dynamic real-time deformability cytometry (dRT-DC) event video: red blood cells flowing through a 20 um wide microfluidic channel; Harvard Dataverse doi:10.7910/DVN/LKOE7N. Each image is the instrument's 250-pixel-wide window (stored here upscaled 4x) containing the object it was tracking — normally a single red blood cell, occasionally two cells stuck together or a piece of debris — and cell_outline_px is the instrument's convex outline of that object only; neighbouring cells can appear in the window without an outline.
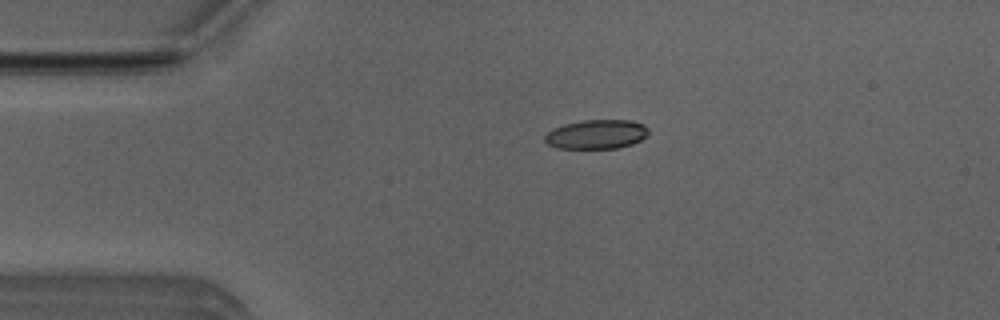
{"species": "Egyptian fruit bat (a non-hibernating species)", "species_latin": "Rousettus aegyptiacus", "temperature_condition": "room temperature", "stored_images_in_passage": 4, "camera_frame_rate_fps": 3000, "um_per_image_px": 0.085, "animal": {"sex": "male"}, "frame": {"image": 1, "passage_image": 3, "time_ms": 0.667, "image_size_px": [1000, 320], "cell_outline_px": [[648, 132], [640, 140], [632, 144], [616, 148], [556, 148], [548, 144], [544, 140], [544, 136], [552, 128], [564, 124], [584, 120], [632, 120], [644, 124], [648, 128]], "centroid_in_image_um": [50.68, 11.41], "position_along_channel_um": 34.3, "area_um2": 17.63}}